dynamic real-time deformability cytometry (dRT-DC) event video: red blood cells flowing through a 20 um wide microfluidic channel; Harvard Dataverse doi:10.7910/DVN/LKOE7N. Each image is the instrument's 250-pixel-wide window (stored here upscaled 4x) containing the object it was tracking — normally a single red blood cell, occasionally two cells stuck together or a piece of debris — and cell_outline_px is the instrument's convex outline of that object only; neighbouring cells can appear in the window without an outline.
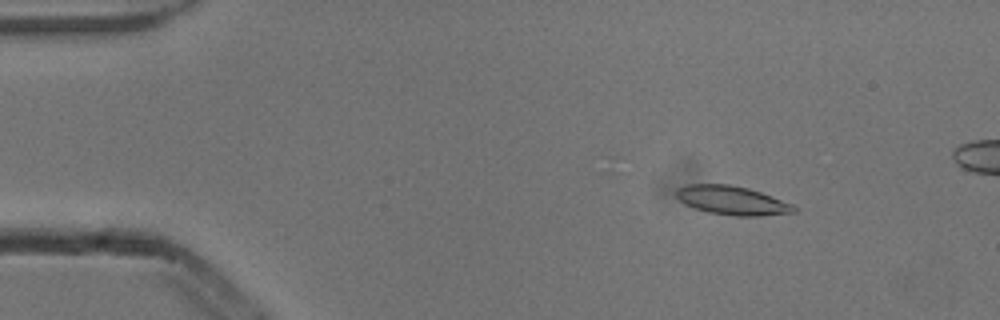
{"species": "common noctule bat (a hibernating species)", "species_latin": "Nyctalus noctula", "temperature_condition": "cold", "stored_images_in_passage": 6, "camera_frame_rate_fps": 3000, "um_per_image_px": 0.085, "animal": {"sex": "male", "body_mass_g": 13.3}, "frame": {"image": 1, "passage_image": 3, "time_ms": 0.667, "image_size_px": [1000, 320], "cell_outline_px": [[796, 212], [760, 216], [736, 216], [708, 212], [684, 204], [676, 196], [676, 188], [684, 184], [728, 184], [748, 188], [760, 192], [792, 204], [796, 208]], "centroid_in_image_um": [62.19, 17.03], "position_along_channel_um": 22.8, "area_um2": 19.71}}